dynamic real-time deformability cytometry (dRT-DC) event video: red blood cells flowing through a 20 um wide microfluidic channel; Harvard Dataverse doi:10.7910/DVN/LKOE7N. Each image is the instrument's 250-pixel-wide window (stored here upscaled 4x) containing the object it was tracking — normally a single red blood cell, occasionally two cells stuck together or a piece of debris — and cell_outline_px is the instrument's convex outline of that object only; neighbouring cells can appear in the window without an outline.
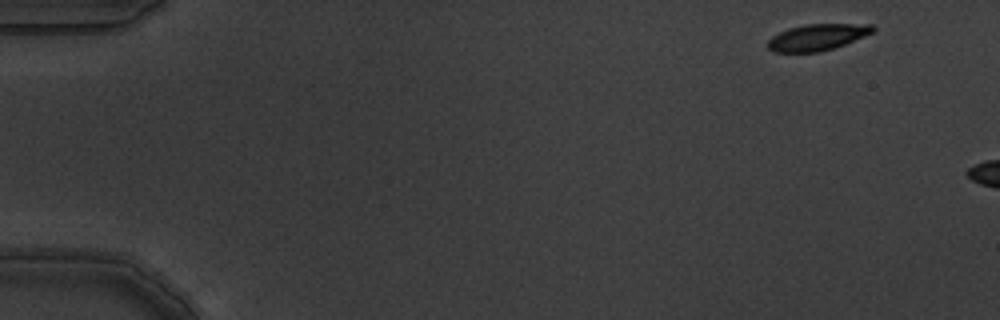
{"species": "common noctule bat (a hibernating species)", "species_latin": "Nyctalus noctula", "temperature_condition": "warm", "stored_images_in_passage": 3, "camera_frame_rate_fps": 3000, "um_per_image_px": 0.085, "animal": {"sex": "male", "body_mass_g": 19.5, "forearm_length_mm": 54.6}, "frame": {"image": 1, "passage_image": 1, "time_ms": 0.0, "image_size_px": [1000, 320], "cell_outline_px": [[876, 32], [844, 44], [820, 52], [772, 52], [768, 48], [768, 40], [772, 36], [788, 28], [804, 24], [872, 24], [876, 28]], "centroid_in_image_um": [69.49, 3.15], "position_along_channel_um": 15.5, "area_um2": 16.24}}